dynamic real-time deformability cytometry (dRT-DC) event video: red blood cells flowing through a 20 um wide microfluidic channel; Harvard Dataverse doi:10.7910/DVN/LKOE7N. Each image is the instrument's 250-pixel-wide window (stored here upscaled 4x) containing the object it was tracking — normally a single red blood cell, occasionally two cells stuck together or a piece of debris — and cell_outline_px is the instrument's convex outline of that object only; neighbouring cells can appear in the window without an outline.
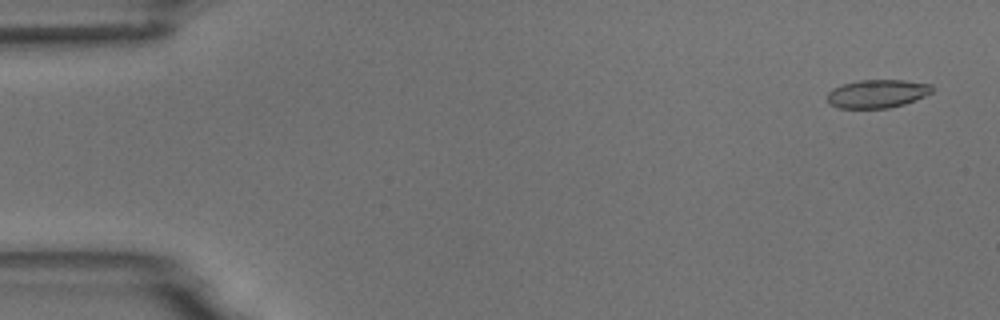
{"species": "common noctule bat (a hibernating species)", "species_latin": "Nyctalus noctula", "temperature_condition": "room temperature", "stored_images_in_passage": 5, "camera_frame_rate_fps": 3000, "um_per_image_px": 0.085, "animal": {"sex": "male", "body_mass_g": 18.8}, "frame": {"image": 1, "passage_image": 1, "time_ms": 0.0, "image_size_px": [1000, 320], "cell_outline_px": [[932, 92], [924, 96], [904, 104], [888, 108], [840, 108], [828, 104], [828, 92], [832, 88], [844, 84], [860, 80], [904, 80], [932, 84]], "centroid_in_image_um": [74.55, 7.96], "position_along_channel_um": 10.4, "area_um2": 17.22}}
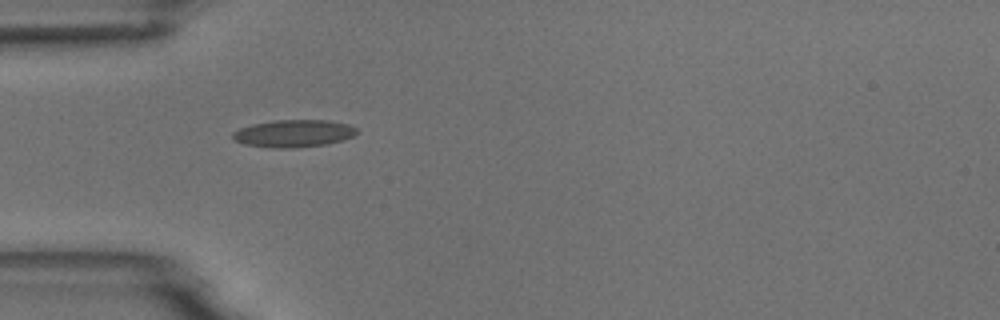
{"frame": {"image": 2, "passage_image": 4, "time_ms": 4.667, "image_size_px": [1000, 320], "cell_outline_px": [[360, 132], [352, 136], [328, 144], [292, 148], [272, 148], [244, 144], [232, 140], [232, 132], [240, 128], [252, 124], [276, 120], [328, 120], [348, 124], [356, 128]], "centroid_in_image_um": [24.94, 11.34], "position_along_channel_um": 60.1, "area_um2": 19.88}}